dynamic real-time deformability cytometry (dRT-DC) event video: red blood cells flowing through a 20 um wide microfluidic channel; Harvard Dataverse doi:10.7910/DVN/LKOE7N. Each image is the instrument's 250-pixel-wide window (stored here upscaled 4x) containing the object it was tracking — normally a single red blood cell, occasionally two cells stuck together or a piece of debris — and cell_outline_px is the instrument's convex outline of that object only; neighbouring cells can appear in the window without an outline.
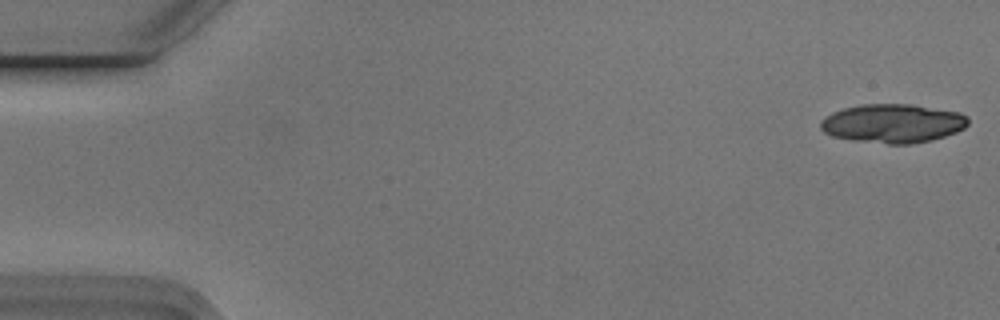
{"species": "Egyptian fruit bat (a non-hibernating species)", "species_latin": "Rousettus aegyptiacus", "temperature_condition": "cold", "stored_images_in_passage": 42, "camera_frame_rate_fps": 3000, "um_per_image_px": 0.085, "animal": {"sex": "male"}, "frame": {"image": 1, "passage_image": 1, "time_ms": 0.0, "image_size_px": [1000, 320], "cell_outline_px": [[968, 124], [964, 128], [956, 132], [932, 140], [912, 144], [888, 144], [852, 140], [832, 136], [824, 132], [820, 128], [820, 120], [824, 116], [832, 112], [844, 108], [860, 104], [908, 104], [960, 112], [968, 116]], "centroid_in_image_um": [75.86, 10.49], "position_along_channel_um": 9.1, "area_um2": 33.58}, "authors_computed_cell_mechanics": {"area_um2": 23.3801, "velocity_mm_per_s": 3.757, "shape_relaxation_time_tau1_ms": 3.586, "shape_relaxation_time_tau2_ms": 5.2861, "deformation_change_tau1": 0.116, "deformation_change_tau2": 0.1013}}